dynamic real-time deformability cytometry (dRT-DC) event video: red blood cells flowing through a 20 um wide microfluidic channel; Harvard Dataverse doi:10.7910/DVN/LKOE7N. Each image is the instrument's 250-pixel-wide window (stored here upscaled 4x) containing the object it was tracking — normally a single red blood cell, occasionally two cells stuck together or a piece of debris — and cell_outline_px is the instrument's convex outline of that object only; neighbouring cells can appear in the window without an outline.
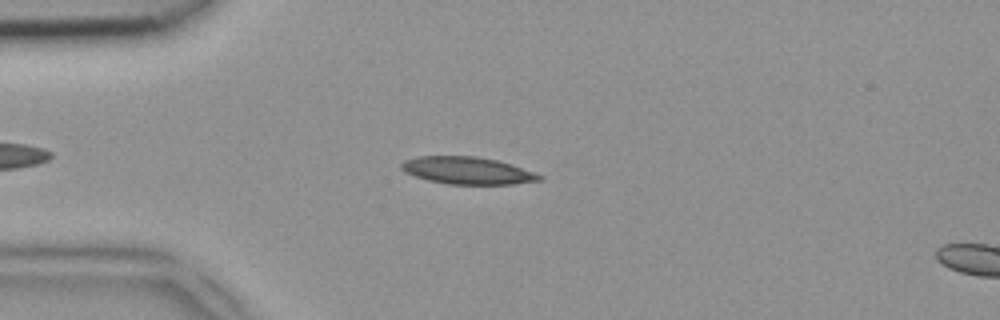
{"species": "common noctule bat (a hibernating species)", "species_latin": "Nyctalus noctula", "temperature_condition": "room temperature", "stored_images_in_passage": 12, "camera_frame_rate_fps": 3000, "um_per_image_px": 0.085, "animal": {"sex": "female", "body_mass_g": 18.4}, "frame": {"image": 1, "passage_image": 9, "time_ms": 2.667, "image_size_px": [1000, 320], "cell_outline_px": [[544, 176], [540, 180], [512, 184], [448, 184], [428, 180], [416, 176], [400, 168], [400, 164], [404, 160], [420, 156], [476, 156], [496, 160]], "centroid_in_image_um": [39.69, 14.49], "position_along_channel_um": 45.3, "area_um2": 21.5}}